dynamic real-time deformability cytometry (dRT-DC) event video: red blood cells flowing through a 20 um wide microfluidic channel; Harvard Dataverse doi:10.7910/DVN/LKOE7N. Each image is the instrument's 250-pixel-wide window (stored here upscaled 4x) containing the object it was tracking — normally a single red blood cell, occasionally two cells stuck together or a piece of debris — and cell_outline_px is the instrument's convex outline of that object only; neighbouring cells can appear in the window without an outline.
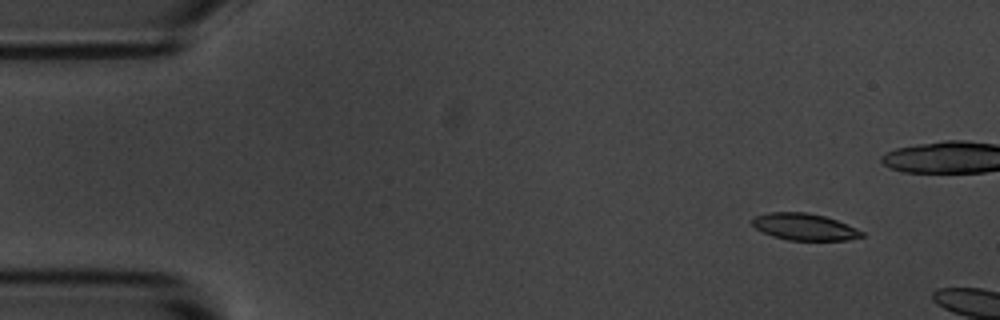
{"species": "common noctule bat (a hibernating species)", "species_latin": "Nyctalus noctula", "temperature_condition": "room temperature", "stored_images_in_passage": 4, "camera_frame_rate_fps": 3000, "um_per_image_px": 0.085, "animal": {"sex": "male", "body_mass_g": 20.1, "forearm_length_mm": 53.5}, "frame": {"image": 1, "passage_image": 2, "time_ms": 1.0, "image_size_px": [1000, 320], "cell_outline_px": [[864, 236], [848, 240], [788, 240], [772, 236], [760, 232], [752, 224], [752, 220], [756, 216], [768, 212], [804, 212], [824, 216], [836, 220], [856, 228], [864, 232]], "centroid_in_image_um": [68.36, 19.29], "position_along_channel_um": 16.6, "area_um2": 17.05}}